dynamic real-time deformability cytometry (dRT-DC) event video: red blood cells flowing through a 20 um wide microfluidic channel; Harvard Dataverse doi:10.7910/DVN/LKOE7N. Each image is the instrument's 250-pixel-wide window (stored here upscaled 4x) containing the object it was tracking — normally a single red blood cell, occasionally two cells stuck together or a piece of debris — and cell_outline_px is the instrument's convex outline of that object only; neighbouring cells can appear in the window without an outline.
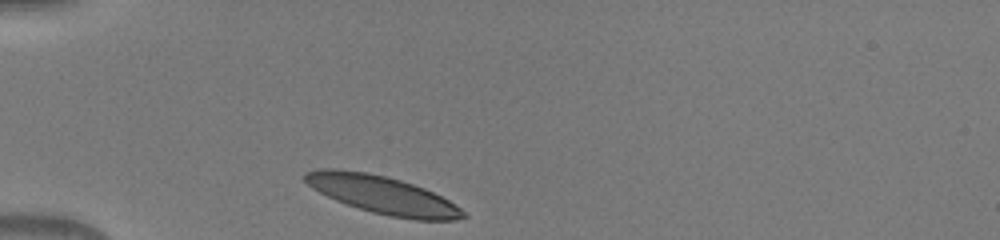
{"species": "human", "species_latin": "Homo sapiens", "temperature_condition": "warm", "stored_images_in_passage": 30, "camera_frame_rate_fps": 3000, "um_per_image_px": 0.085, "donor": {"sex": "male"}, "frame": {"image": 1, "passage_image": 1, "time_ms": 0.0, "image_size_px": [1000, 240], "cell_outline_px": [[468, 216], [456, 220], [416, 220], [388, 216], [372, 212], [336, 200], [312, 188], [304, 180], [304, 172], [320, 168], [336, 168], [368, 172], [400, 180], [424, 188], [448, 200], [460, 208]], "centroid_in_image_um": [32.5, 16.56], "position_along_channel_um": 52.5, "area_um2": 34.62}}
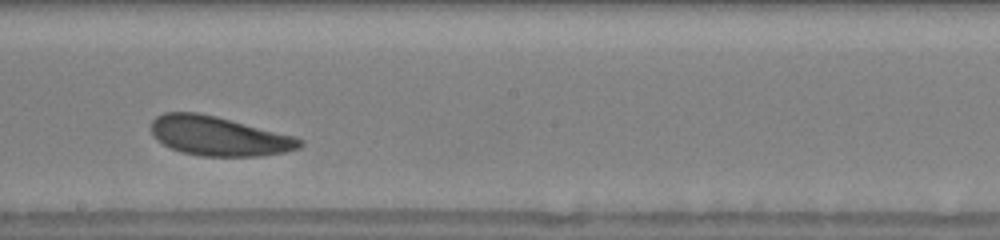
{"frame": {"image": 2, "passage_image": 16, "time_ms": 5.0, "image_size_px": [1000, 240], "cell_outline_px": [[304, 144], [300, 148], [284, 152], [260, 156], [200, 156], [180, 152], [156, 140], [152, 136], [152, 120], [156, 116], [164, 112], [196, 112], [216, 116], [296, 136], [304, 140]], "centroid_in_image_um": [18.61, 11.56], "position_along_channel_um": 229.6, "area_um2": 34.28}}
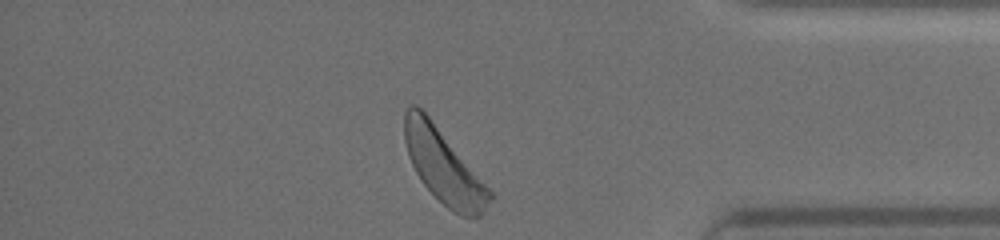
{"frame": {"image": 3, "passage_image": 30, "time_ms": 9.667, "image_size_px": [1000, 240], "cell_outline_px": [[496, 196], [480, 216], [460, 216], [452, 212], [424, 184], [416, 172], [408, 156], [404, 140], [404, 112], [412, 104], [416, 104], [428, 116]], "centroid_in_image_um": [37.71, 14.15], "position_along_channel_um": 397.5, "area_um2": 36.07}}